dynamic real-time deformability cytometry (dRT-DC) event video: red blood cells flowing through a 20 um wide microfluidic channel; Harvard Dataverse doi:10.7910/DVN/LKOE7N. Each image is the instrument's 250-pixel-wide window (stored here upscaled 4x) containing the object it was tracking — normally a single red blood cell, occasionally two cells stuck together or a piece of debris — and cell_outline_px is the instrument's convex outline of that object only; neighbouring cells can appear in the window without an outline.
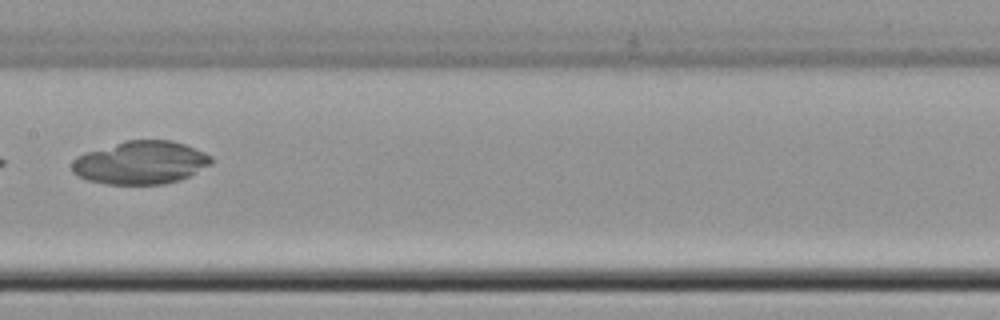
{"species": "common noctule bat (a hibernating species)", "species_latin": "Nyctalus noctula", "temperature_condition": "cold", "stored_images_in_passage": 7, "camera_frame_rate_fps": 3000, "um_per_image_px": 0.085, "animal": {"sex": "female", "body_mass_g": 22.7, "forearm_length_mm": 54.2}, "frame": {"image": 1, "passage_image": 7, "time_ms": 8.333, "image_size_px": [1000, 320], "cell_outline_px": [[212, 164], [180, 180], [164, 184], [104, 184], [88, 180], [76, 176], [72, 172], [72, 160], [76, 156], [84, 152], [124, 140], [172, 140], [184, 144], [204, 152], [212, 156]], "centroid_in_image_um": [11.92, 13.82], "position_along_channel_um": 195.5, "area_um2": 35.26}}